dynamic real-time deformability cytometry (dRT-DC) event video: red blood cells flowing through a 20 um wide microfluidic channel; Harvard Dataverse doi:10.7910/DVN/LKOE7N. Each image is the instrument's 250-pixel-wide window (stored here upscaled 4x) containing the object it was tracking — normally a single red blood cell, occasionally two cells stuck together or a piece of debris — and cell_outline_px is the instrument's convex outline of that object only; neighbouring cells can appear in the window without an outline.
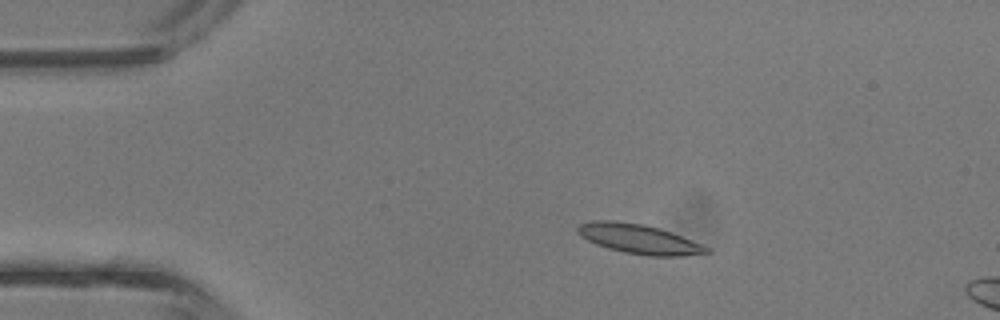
{"species": "common noctule bat (a hibernating species)", "species_latin": "Nyctalus noctula", "temperature_condition": "room temperature", "stored_images_in_passage": 4, "camera_frame_rate_fps": 3000, "um_per_image_px": 0.085, "animal": {"sex": "male", "body_mass_g": 13.3}, "frame": {"image": 1, "passage_image": 3, "time_ms": 0.667, "image_size_px": [1000, 320], "cell_outline_px": [[712, 252], [684, 256], [648, 256], [624, 252], [608, 248], [596, 244], [580, 236], [576, 232], [576, 228], [580, 224], [592, 220], [612, 220], [644, 224], [660, 228], [712, 248]], "centroid_in_image_um": [54.31, 20.31], "position_along_channel_um": 30.7, "area_um2": 22.31}}